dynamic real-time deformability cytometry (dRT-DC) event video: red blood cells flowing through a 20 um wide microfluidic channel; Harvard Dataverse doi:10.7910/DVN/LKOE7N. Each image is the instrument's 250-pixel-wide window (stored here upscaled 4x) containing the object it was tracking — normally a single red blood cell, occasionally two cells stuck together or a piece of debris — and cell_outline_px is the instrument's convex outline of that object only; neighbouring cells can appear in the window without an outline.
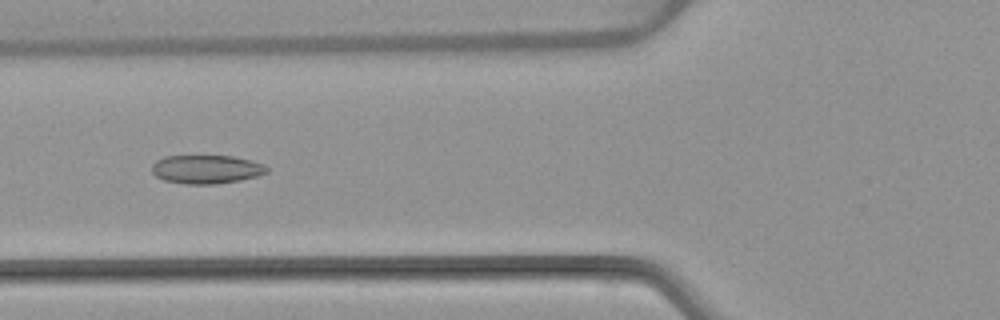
{"species": "common noctule bat (a hibernating species)", "species_latin": "Nyctalus noctula", "temperature_condition": "warm", "stored_images_in_passage": 7, "camera_frame_rate_fps": 3000, "um_per_image_px": 0.085, "animal": {"sex": "female", "body_mass_g": 22.7, "forearm_length_mm": 54.2}, "frame": {"image": 1, "passage_image": 5, "time_ms": 6.0, "image_size_px": [1000, 320], "cell_outline_px": [[268, 172], [256, 176], [240, 180], [216, 184], [184, 184], [164, 180], [156, 176], [152, 172], [152, 164], [156, 160], [164, 156], [232, 156], [264, 164], [268, 168]], "centroid_in_image_um": [17.51, 14.39], "position_along_channel_um": 108.3, "area_um2": 19.13}}
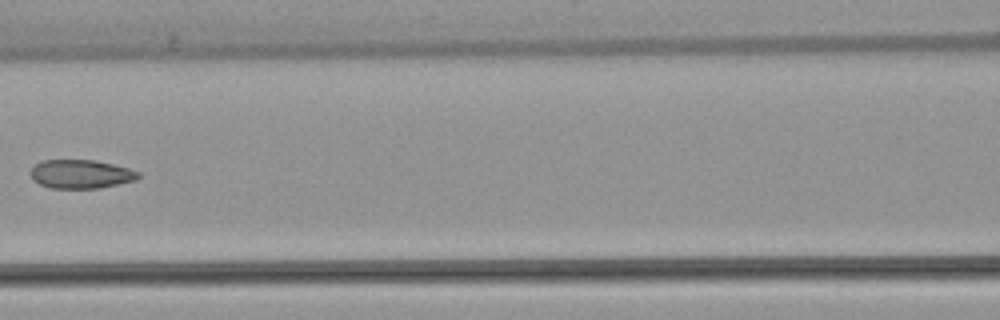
{"frame": {"image": 2, "passage_image": 6, "time_ms": 7.333, "image_size_px": [1000, 320], "cell_outline_px": [[140, 176], [136, 180], [100, 188], [48, 188], [32, 180], [28, 172], [40, 160], [96, 160], [128, 168], [140, 172]], "centroid_in_image_um": [6.84, 14.8], "position_along_channel_um": 159.8, "area_um2": 18.21}}
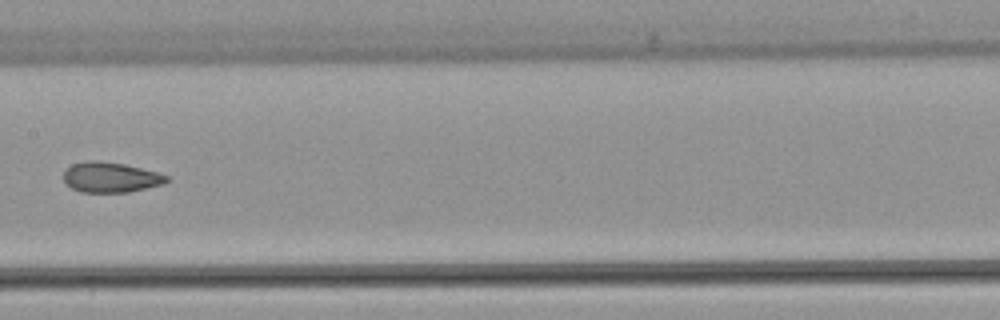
{"frame": {"image": 3, "passage_image": 7, "time_ms": 8.333, "image_size_px": [1000, 320], "cell_outline_px": [[168, 180], [164, 184], [128, 192], [80, 192], [72, 188], [64, 180], [64, 172], [72, 164], [88, 160], [96, 160], [124, 164], [156, 172], [168, 176]], "centroid_in_image_um": [9.4, 15.07], "position_along_channel_um": 198.0, "area_um2": 17.98}}